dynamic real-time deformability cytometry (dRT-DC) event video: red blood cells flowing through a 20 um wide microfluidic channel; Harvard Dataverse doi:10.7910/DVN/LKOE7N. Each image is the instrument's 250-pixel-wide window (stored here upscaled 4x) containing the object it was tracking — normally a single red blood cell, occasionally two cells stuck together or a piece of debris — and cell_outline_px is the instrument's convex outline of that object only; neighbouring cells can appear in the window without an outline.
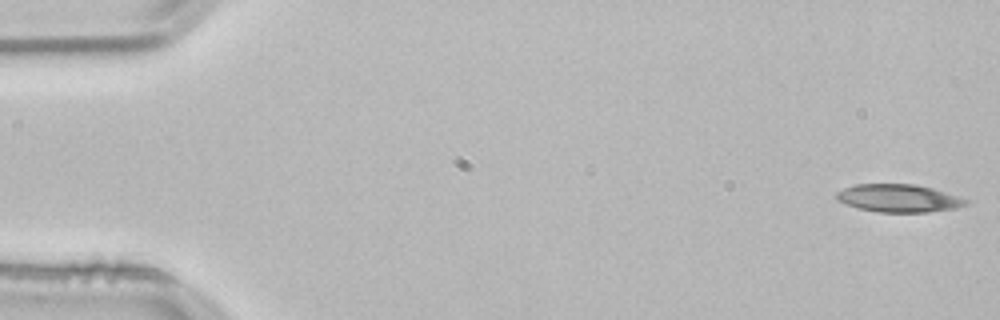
{"species": "common noctule bat (a hibernating species)", "species_latin": "Nyctalus noctula", "temperature_condition": "room temperature", "stored_images_in_passage": 53, "camera_frame_rate_fps": 3000, "um_per_image_px": 0.085, "animal": {"sex": "male", "body_mass_g": 21.5, "forearm_length_mm": 52.0}, "frame": {"image": 1, "passage_image": 1, "time_ms": 0.0, "image_size_px": [1000, 320], "cell_outline_px": [[968, 204], [956, 208], [928, 212], [876, 212], [856, 208], [836, 200], [836, 192], [844, 188], [856, 184], [916, 184], [932, 188], [968, 200]], "centroid_in_image_um": [76.34, 16.85], "position_along_channel_um": 8.7, "area_um2": 20.98}}
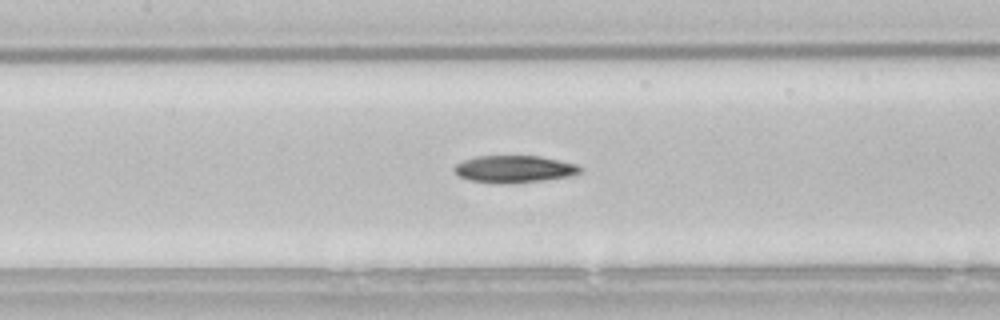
{"frame": {"image": 2, "passage_image": 24, "time_ms": 7.667, "image_size_px": [1000, 320], "cell_outline_px": [[584, 168], [580, 172], [572, 176], [544, 180], [508, 184], [500, 184], [472, 180], [460, 176], [452, 168], [456, 164], [464, 160], [476, 156], [540, 156], [576, 164]], "centroid_in_image_um": [43.74, 14.37], "position_along_channel_um": 163.7, "area_um2": 19.94}}
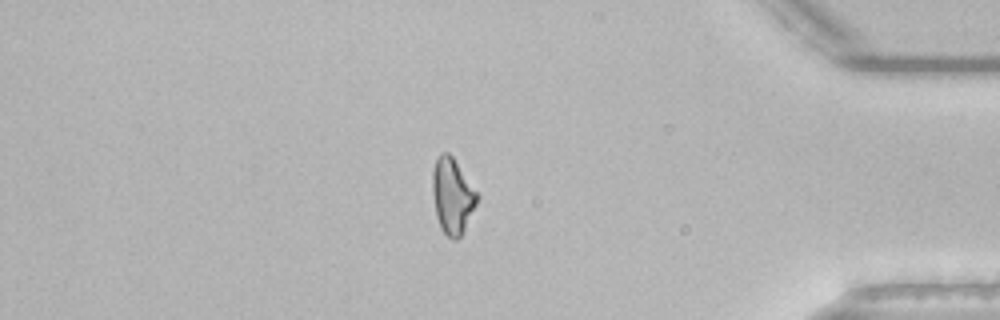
{"frame": {"image": 3, "passage_image": 45, "time_ms": 14.667, "image_size_px": [1000, 320], "cell_outline_px": [[480, 196], [464, 232], [456, 240], [452, 240], [440, 228], [436, 216], [432, 192], [432, 172], [436, 160], [444, 152], [448, 152], [452, 156]], "centroid_in_image_um": [38.46, 16.69], "position_along_channel_um": 396.7, "area_um2": 19.65}, "authors_computed_cell_mechanics": {"area_um2": 20.3456, "velocity_mm_per_s": 3.824, "shape_relaxation_time_tau1_ms": 5.8945, "shape_relaxation_time_tau2_ms": 10.1868, "deformation_change_tau1": 0.1698, "deformation_change_tau2": 0.2049}}